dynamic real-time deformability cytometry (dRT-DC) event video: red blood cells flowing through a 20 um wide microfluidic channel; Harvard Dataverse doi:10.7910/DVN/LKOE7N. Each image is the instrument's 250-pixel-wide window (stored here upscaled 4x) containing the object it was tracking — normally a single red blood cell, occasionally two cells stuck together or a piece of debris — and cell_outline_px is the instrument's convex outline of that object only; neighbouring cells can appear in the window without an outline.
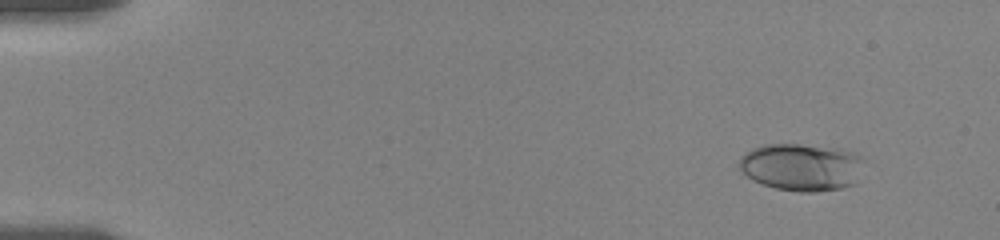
{"species": "human", "species_latin": "Homo sapiens", "temperature_condition": "room temperature", "stored_images_in_passage": 16, "camera_frame_rate_fps": 3000, "um_per_image_px": 0.085, "donor": {"sex": "female"}, "frame": {"image": 1, "passage_image": 2, "time_ms": 0.667, "image_size_px": [1000, 240], "cell_outline_px": [[864, 160], [856, 184], [840, 188], [816, 192], [800, 192], [776, 188], [752, 180], [736, 164], [740, 156], [744, 152], [752, 148], [764, 144], [800, 144], [840, 148], [856, 152]], "centroid_in_image_um": [68.13, 14.18], "position_along_channel_um": 16.9, "area_um2": 34.91}}
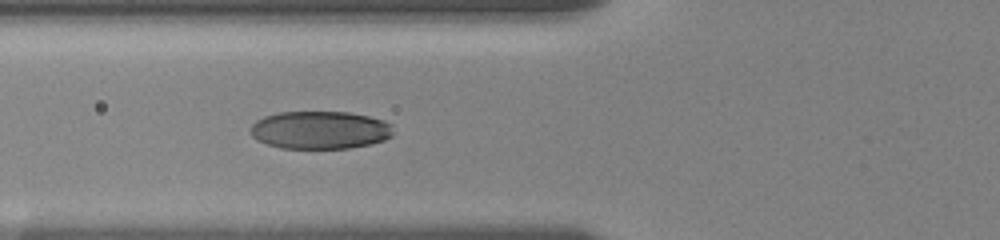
{"frame": {"image": 2, "passage_image": 10, "time_ms": 6.333, "image_size_px": [1000, 240], "cell_outline_px": [[392, 136], [384, 140], [372, 144], [348, 148], [280, 148], [256, 140], [252, 136], [248, 128], [256, 120], [264, 116], [280, 112], [348, 112], [368, 116], [384, 120], [392, 124]], "centroid_in_image_um": [27.19, 11.05], "position_along_channel_um": 98.6, "area_um2": 31.73}}
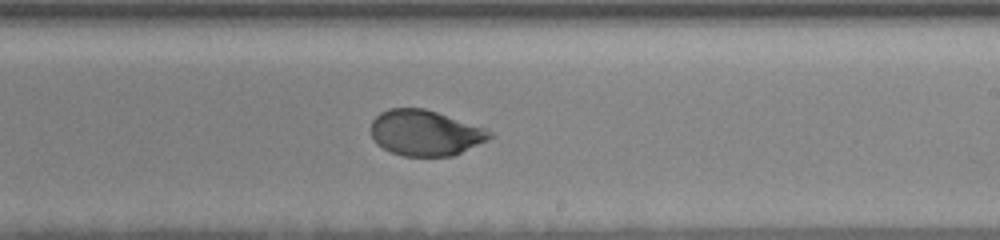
{"frame": {"image": 3, "passage_image": 16, "time_ms": 10.667, "image_size_px": [1000, 240], "cell_outline_px": [[496, 136], [488, 140], [452, 156], [404, 156], [392, 152], [376, 144], [372, 136], [372, 120], [380, 112], [388, 108], [424, 108], [484, 128], [492, 132]], "centroid_in_image_um": [36.14, 11.3], "position_along_channel_um": 252.9, "area_um2": 31.39}}